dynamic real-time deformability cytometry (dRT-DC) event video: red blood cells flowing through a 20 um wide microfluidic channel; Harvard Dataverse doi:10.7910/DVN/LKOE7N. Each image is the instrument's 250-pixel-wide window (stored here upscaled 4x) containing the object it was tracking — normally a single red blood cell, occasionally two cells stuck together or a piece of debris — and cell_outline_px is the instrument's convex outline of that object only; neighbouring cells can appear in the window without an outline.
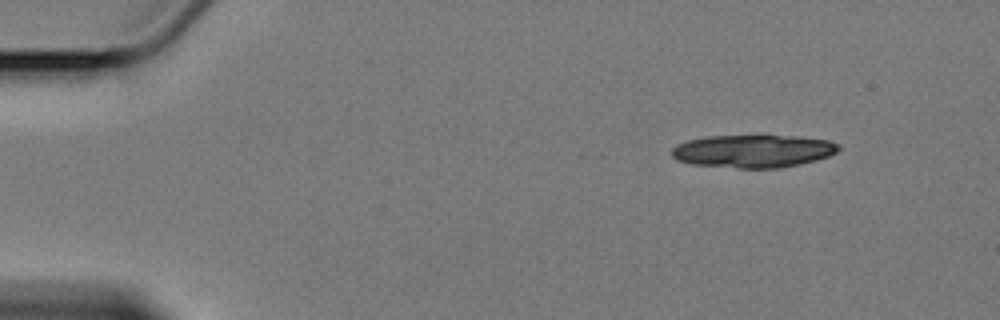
{"species": "Egyptian fruit bat (a non-hibernating species)", "species_latin": "Rousettus aegyptiacus", "temperature_condition": "cold", "stored_images_in_passage": 4, "camera_frame_rate_fps": 3000, "um_per_image_px": 0.085, "animal": {"sex": "female"}, "frame": {"image": 1, "passage_image": 1, "time_ms": 0.0, "image_size_px": [1000, 320], "cell_outline_px": [[840, 148], [836, 152], [828, 156], [816, 160], [800, 164], [776, 168], [736, 168], [692, 164], [676, 160], [672, 156], [672, 148], [688, 140], [708, 136], [792, 136], [828, 140], [840, 144]], "centroid_in_image_um": [64.02, 12.85], "position_along_channel_um": 21.0, "area_um2": 31.73}}